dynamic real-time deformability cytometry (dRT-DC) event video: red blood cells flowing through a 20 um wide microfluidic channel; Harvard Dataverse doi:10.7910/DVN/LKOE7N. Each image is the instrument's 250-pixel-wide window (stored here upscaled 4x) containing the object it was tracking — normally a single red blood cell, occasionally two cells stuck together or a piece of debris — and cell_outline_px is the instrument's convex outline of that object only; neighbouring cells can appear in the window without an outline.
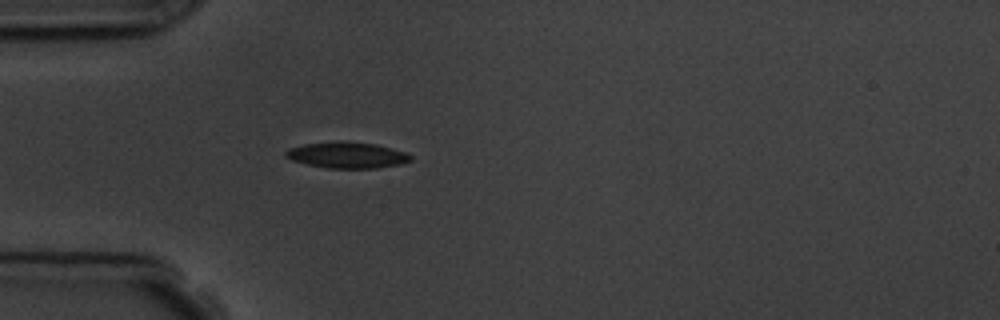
{"species": "common noctule bat (a hibernating species)", "species_latin": "Nyctalus noctula", "temperature_condition": "room temperature", "stored_images_in_passage": 1, "camera_frame_rate_fps": 3000, "um_per_image_px": 0.085, "animal": {"sex": "male", "body_mass_g": 19.5, "forearm_length_mm": 54.6}, "frame": {"image": 1, "passage_image": 1, "time_ms": 0.0, "image_size_px": [1000, 320], "cell_outline_px": [[412, 160], [400, 164], [376, 168], [328, 168], [308, 164], [292, 160], [284, 156], [284, 152], [288, 148], [304, 144], [340, 140], [348, 140], [376, 144], [408, 152], [412, 156]], "centroid_in_image_um": [29.51, 13.16], "position_along_channel_um": 55.5, "area_um2": 19.31}}